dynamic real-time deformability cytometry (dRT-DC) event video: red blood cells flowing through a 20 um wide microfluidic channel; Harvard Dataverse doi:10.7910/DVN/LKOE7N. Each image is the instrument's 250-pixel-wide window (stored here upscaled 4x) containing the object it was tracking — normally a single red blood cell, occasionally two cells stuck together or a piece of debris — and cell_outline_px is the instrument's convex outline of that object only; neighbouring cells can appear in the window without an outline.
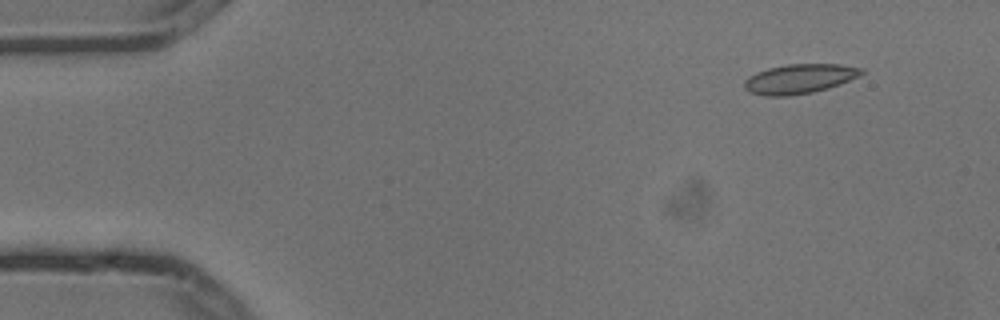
{"species": "common noctule bat (a hibernating species)", "species_latin": "Nyctalus noctula", "temperature_condition": "cold", "stored_images_in_passage": 3, "camera_frame_rate_fps": 3000, "um_per_image_px": 0.085, "animal": {"sex": "male", "body_mass_g": 13.3}, "frame": {"image": 1, "passage_image": 1, "time_ms": 0.0, "image_size_px": [1000, 320], "cell_outline_px": [[864, 72], [860, 76], [840, 84], [828, 88], [812, 92], [792, 96], [764, 96], [748, 92], [744, 88], [744, 80], [756, 72], [768, 68], [788, 64], [840, 64], [864, 68]], "centroid_in_image_um": [67.95, 6.7], "position_along_channel_um": 17.0, "area_um2": 20.35}}
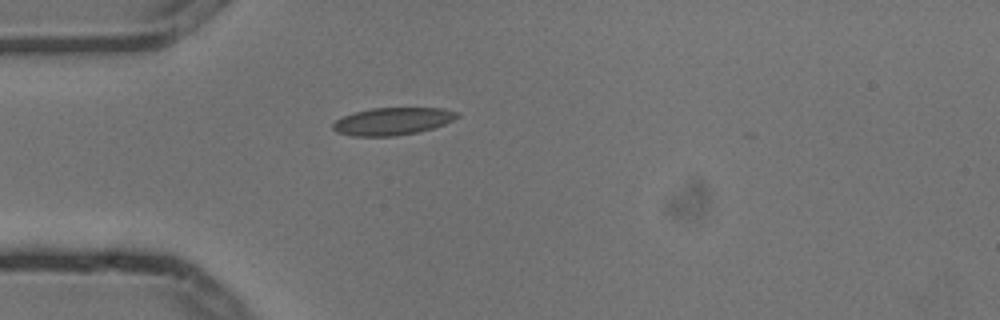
{"frame": {"image": 2, "passage_image": 3, "time_ms": 0.667, "image_size_px": [1000, 320], "cell_outline_px": [[460, 116], [444, 124], [420, 132], [396, 136], [352, 136], [336, 132], [332, 128], [332, 124], [336, 120], [344, 116], [356, 112], [372, 108], [444, 108], [460, 112]], "centroid_in_image_um": [33.39, 10.31], "position_along_channel_um": 51.6, "area_um2": 19.94}}